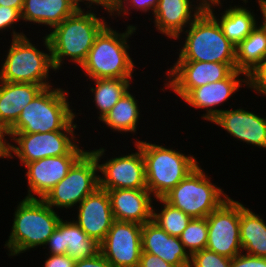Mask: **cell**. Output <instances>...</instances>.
Wrapping results in <instances>:
<instances>
[{"instance_id": "1", "label": "cell", "mask_w": 266, "mask_h": 267, "mask_svg": "<svg viewBox=\"0 0 266 267\" xmlns=\"http://www.w3.org/2000/svg\"><path fill=\"white\" fill-rule=\"evenodd\" d=\"M85 6L90 10L85 11V8L80 7L73 15L64 19L51 31L48 30L50 33L46 34L56 72L61 70L64 60L68 58L69 62L81 67L97 35L108 24L104 16L98 17L91 9L96 10L94 5Z\"/></svg>"}, {"instance_id": "2", "label": "cell", "mask_w": 266, "mask_h": 267, "mask_svg": "<svg viewBox=\"0 0 266 267\" xmlns=\"http://www.w3.org/2000/svg\"><path fill=\"white\" fill-rule=\"evenodd\" d=\"M136 30L137 26L130 24L120 33L107 24L97 35L87 59L80 67L86 79H133L136 65L129 54L128 38Z\"/></svg>"}, {"instance_id": "3", "label": "cell", "mask_w": 266, "mask_h": 267, "mask_svg": "<svg viewBox=\"0 0 266 267\" xmlns=\"http://www.w3.org/2000/svg\"><path fill=\"white\" fill-rule=\"evenodd\" d=\"M13 216L10 236L4 244L9 257L38 246L47 248V240L62 219L43 199L25 197L17 204Z\"/></svg>"}, {"instance_id": "4", "label": "cell", "mask_w": 266, "mask_h": 267, "mask_svg": "<svg viewBox=\"0 0 266 267\" xmlns=\"http://www.w3.org/2000/svg\"><path fill=\"white\" fill-rule=\"evenodd\" d=\"M135 139L134 145L143 153L147 189L155 199L162 198L199 165L191 154Z\"/></svg>"}, {"instance_id": "5", "label": "cell", "mask_w": 266, "mask_h": 267, "mask_svg": "<svg viewBox=\"0 0 266 267\" xmlns=\"http://www.w3.org/2000/svg\"><path fill=\"white\" fill-rule=\"evenodd\" d=\"M181 34L185 41L176 61L236 63L235 46L206 9Z\"/></svg>"}, {"instance_id": "6", "label": "cell", "mask_w": 266, "mask_h": 267, "mask_svg": "<svg viewBox=\"0 0 266 267\" xmlns=\"http://www.w3.org/2000/svg\"><path fill=\"white\" fill-rule=\"evenodd\" d=\"M43 45L46 48L41 51L40 48L31 42L25 35L18 38H11L9 50L6 58L2 62L0 70V81L11 83H32L52 86L49 81L50 71H56L51 56V48L48 37H42ZM46 51L48 53H46Z\"/></svg>"}, {"instance_id": "7", "label": "cell", "mask_w": 266, "mask_h": 267, "mask_svg": "<svg viewBox=\"0 0 266 267\" xmlns=\"http://www.w3.org/2000/svg\"><path fill=\"white\" fill-rule=\"evenodd\" d=\"M45 87L20 113L8 133L61 131L77 114L61 87ZM71 107V108H70Z\"/></svg>"}, {"instance_id": "8", "label": "cell", "mask_w": 266, "mask_h": 267, "mask_svg": "<svg viewBox=\"0 0 266 267\" xmlns=\"http://www.w3.org/2000/svg\"><path fill=\"white\" fill-rule=\"evenodd\" d=\"M199 164L162 198L191 218H205L229 198Z\"/></svg>"}, {"instance_id": "9", "label": "cell", "mask_w": 266, "mask_h": 267, "mask_svg": "<svg viewBox=\"0 0 266 267\" xmlns=\"http://www.w3.org/2000/svg\"><path fill=\"white\" fill-rule=\"evenodd\" d=\"M75 116L61 131L48 133H8L9 159L18 158L23 166L26 163L46 157L63 156L69 154L77 145L75 129L78 126ZM16 144V145H15ZM15 155V157H14Z\"/></svg>"}, {"instance_id": "10", "label": "cell", "mask_w": 266, "mask_h": 267, "mask_svg": "<svg viewBox=\"0 0 266 267\" xmlns=\"http://www.w3.org/2000/svg\"><path fill=\"white\" fill-rule=\"evenodd\" d=\"M98 174L96 158L87 150L43 200L53 209H71L78 206L99 187Z\"/></svg>"}, {"instance_id": "11", "label": "cell", "mask_w": 266, "mask_h": 267, "mask_svg": "<svg viewBox=\"0 0 266 267\" xmlns=\"http://www.w3.org/2000/svg\"><path fill=\"white\" fill-rule=\"evenodd\" d=\"M137 152L112 157L108 160L104 148L89 150L96 158L98 164L99 187L104 190L113 189H147L145 164L141 149L135 145ZM104 156V157H103ZM103 174V175H102Z\"/></svg>"}, {"instance_id": "12", "label": "cell", "mask_w": 266, "mask_h": 267, "mask_svg": "<svg viewBox=\"0 0 266 267\" xmlns=\"http://www.w3.org/2000/svg\"><path fill=\"white\" fill-rule=\"evenodd\" d=\"M206 249L233 258L242 252L240 242V202L229 197L207 216Z\"/></svg>"}, {"instance_id": "13", "label": "cell", "mask_w": 266, "mask_h": 267, "mask_svg": "<svg viewBox=\"0 0 266 267\" xmlns=\"http://www.w3.org/2000/svg\"><path fill=\"white\" fill-rule=\"evenodd\" d=\"M236 63H218L201 61H176L165 74L164 87L175 92L181 100L194 88L227 78Z\"/></svg>"}, {"instance_id": "14", "label": "cell", "mask_w": 266, "mask_h": 267, "mask_svg": "<svg viewBox=\"0 0 266 267\" xmlns=\"http://www.w3.org/2000/svg\"><path fill=\"white\" fill-rule=\"evenodd\" d=\"M141 233V224L115 220L99 244V252L114 267H138L142 253Z\"/></svg>"}, {"instance_id": "15", "label": "cell", "mask_w": 266, "mask_h": 267, "mask_svg": "<svg viewBox=\"0 0 266 267\" xmlns=\"http://www.w3.org/2000/svg\"><path fill=\"white\" fill-rule=\"evenodd\" d=\"M86 151L78 144L67 155L46 157L26 163L24 167L27 168L25 177H27L28 194L25 198L43 199L68 174L69 169Z\"/></svg>"}, {"instance_id": "16", "label": "cell", "mask_w": 266, "mask_h": 267, "mask_svg": "<svg viewBox=\"0 0 266 267\" xmlns=\"http://www.w3.org/2000/svg\"><path fill=\"white\" fill-rule=\"evenodd\" d=\"M243 78H241L242 76ZM244 83V84H243ZM247 75L239 70H234L227 78L213 83L205 84L192 89L182 100L197 109H205L201 118L206 121L212 120L222 111L217 107L223 105L231 98L239 88L247 84Z\"/></svg>"}, {"instance_id": "17", "label": "cell", "mask_w": 266, "mask_h": 267, "mask_svg": "<svg viewBox=\"0 0 266 267\" xmlns=\"http://www.w3.org/2000/svg\"><path fill=\"white\" fill-rule=\"evenodd\" d=\"M77 208L76 223L88 235L100 244L115 221L107 190L98 187L86 196Z\"/></svg>"}, {"instance_id": "18", "label": "cell", "mask_w": 266, "mask_h": 267, "mask_svg": "<svg viewBox=\"0 0 266 267\" xmlns=\"http://www.w3.org/2000/svg\"><path fill=\"white\" fill-rule=\"evenodd\" d=\"M74 219V220H73ZM61 219L45 246L49 255H69L74 261L91 258L99 252V244L78 226L75 218Z\"/></svg>"}, {"instance_id": "19", "label": "cell", "mask_w": 266, "mask_h": 267, "mask_svg": "<svg viewBox=\"0 0 266 267\" xmlns=\"http://www.w3.org/2000/svg\"><path fill=\"white\" fill-rule=\"evenodd\" d=\"M212 123L226 130L236 140L266 149V117L243 108L222 110Z\"/></svg>"}, {"instance_id": "20", "label": "cell", "mask_w": 266, "mask_h": 267, "mask_svg": "<svg viewBox=\"0 0 266 267\" xmlns=\"http://www.w3.org/2000/svg\"><path fill=\"white\" fill-rule=\"evenodd\" d=\"M204 9L205 5L199 0H159L153 22L159 33L180 40L181 33Z\"/></svg>"}, {"instance_id": "21", "label": "cell", "mask_w": 266, "mask_h": 267, "mask_svg": "<svg viewBox=\"0 0 266 267\" xmlns=\"http://www.w3.org/2000/svg\"><path fill=\"white\" fill-rule=\"evenodd\" d=\"M142 253L158 256L175 267H189L191 255L179 237L171 236L152 220L142 225Z\"/></svg>"}, {"instance_id": "22", "label": "cell", "mask_w": 266, "mask_h": 267, "mask_svg": "<svg viewBox=\"0 0 266 267\" xmlns=\"http://www.w3.org/2000/svg\"><path fill=\"white\" fill-rule=\"evenodd\" d=\"M107 193L116 221L143 225L152 220L155 198L148 189H113Z\"/></svg>"}, {"instance_id": "23", "label": "cell", "mask_w": 266, "mask_h": 267, "mask_svg": "<svg viewBox=\"0 0 266 267\" xmlns=\"http://www.w3.org/2000/svg\"><path fill=\"white\" fill-rule=\"evenodd\" d=\"M80 4L81 0H24L21 20L52 30L73 15L81 7Z\"/></svg>"}, {"instance_id": "24", "label": "cell", "mask_w": 266, "mask_h": 267, "mask_svg": "<svg viewBox=\"0 0 266 267\" xmlns=\"http://www.w3.org/2000/svg\"><path fill=\"white\" fill-rule=\"evenodd\" d=\"M222 1L217 3L208 4L205 6V9L217 20L224 36L235 46L237 47L258 25L256 20V15L249 10V7L246 8L241 5H230L226 10L220 12L219 18L214 12L216 7H223ZM214 6V7H213Z\"/></svg>"}, {"instance_id": "25", "label": "cell", "mask_w": 266, "mask_h": 267, "mask_svg": "<svg viewBox=\"0 0 266 267\" xmlns=\"http://www.w3.org/2000/svg\"><path fill=\"white\" fill-rule=\"evenodd\" d=\"M32 83L0 81V124L7 130L17 121L22 110L44 89Z\"/></svg>"}, {"instance_id": "26", "label": "cell", "mask_w": 266, "mask_h": 267, "mask_svg": "<svg viewBox=\"0 0 266 267\" xmlns=\"http://www.w3.org/2000/svg\"><path fill=\"white\" fill-rule=\"evenodd\" d=\"M240 203V242L245 254L266 258V221Z\"/></svg>"}, {"instance_id": "27", "label": "cell", "mask_w": 266, "mask_h": 267, "mask_svg": "<svg viewBox=\"0 0 266 267\" xmlns=\"http://www.w3.org/2000/svg\"><path fill=\"white\" fill-rule=\"evenodd\" d=\"M138 105V100L129 89L101 122L114 132L118 131L121 134L131 132V134H135L137 133L138 122L141 120L139 119L141 109H139L140 106Z\"/></svg>"}, {"instance_id": "28", "label": "cell", "mask_w": 266, "mask_h": 267, "mask_svg": "<svg viewBox=\"0 0 266 267\" xmlns=\"http://www.w3.org/2000/svg\"><path fill=\"white\" fill-rule=\"evenodd\" d=\"M131 80L120 78L91 79L95 84L89 90L92 92L93 103L99 110L98 119L101 121L109 111L117 104L119 99L123 97L131 88Z\"/></svg>"}, {"instance_id": "29", "label": "cell", "mask_w": 266, "mask_h": 267, "mask_svg": "<svg viewBox=\"0 0 266 267\" xmlns=\"http://www.w3.org/2000/svg\"><path fill=\"white\" fill-rule=\"evenodd\" d=\"M235 50L236 70L248 75L266 57V31L258 24Z\"/></svg>"}, {"instance_id": "30", "label": "cell", "mask_w": 266, "mask_h": 267, "mask_svg": "<svg viewBox=\"0 0 266 267\" xmlns=\"http://www.w3.org/2000/svg\"><path fill=\"white\" fill-rule=\"evenodd\" d=\"M154 201L161 203V209H158V212L153 206L152 221L169 235L179 237L192 218L182 210L167 203L163 198H156Z\"/></svg>"}, {"instance_id": "31", "label": "cell", "mask_w": 266, "mask_h": 267, "mask_svg": "<svg viewBox=\"0 0 266 267\" xmlns=\"http://www.w3.org/2000/svg\"><path fill=\"white\" fill-rule=\"evenodd\" d=\"M179 239L190 255L205 249L208 242L207 217L192 218Z\"/></svg>"}, {"instance_id": "32", "label": "cell", "mask_w": 266, "mask_h": 267, "mask_svg": "<svg viewBox=\"0 0 266 267\" xmlns=\"http://www.w3.org/2000/svg\"><path fill=\"white\" fill-rule=\"evenodd\" d=\"M159 0H114L113 3L108 7L109 16L112 18L115 16L124 17L125 15H129L131 9L136 11L144 12L145 14L150 12V10L154 14ZM130 11V13L128 12ZM125 14V15H124ZM117 15V16H116Z\"/></svg>"}, {"instance_id": "33", "label": "cell", "mask_w": 266, "mask_h": 267, "mask_svg": "<svg viewBox=\"0 0 266 267\" xmlns=\"http://www.w3.org/2000/svg\"><path fill=\"white\" fill-rule=\"evenodd\" d=\"M189 267H231V258L205 248L191 255Z\"/></svg>"}, {"instance_id": "34", "label": "cell", "mask_w": 266, "mask_h": 267, "mask_svg": "<svg viewBox=\"0 0 266 267\" xmlns=\"http://www.w3.org/2000/svg\"><path fill=\"white\" fill-rule=\"evenodd\" d=\"M21 21V13L16 9L8 6L0 5V31L3 33V30L12 29L11 37L18 38L25 36L24 32H16L13 28L14 25H17ZM16 23V24H15Z\"/></svg>"}, {"instance_id": "35", "label": "cell", "mask_w": 266, "mask_h": 267, "mask_svg": "<svg viewBox=\"0 0 266 267\" xmlns=\"http://www.w3.org/2000/svg\"><path fill=\"white\" fill-rule=\"evenodd\" d=\"M247 88L266 96V57L247 75Z\"/></svg>"}, {"instance_id": "36", "label": "cell", "mask_w": 266, "mask_h": 267, "mask_svg": "<svg viewBox=\"0 0 266 267\" xmlns=\"http://www.w3.org/2000/svg\"><path fill=\"white\" fill-rule=\"evenodd\" d=\"M231 267H266V258L241 252L231 259Z\"/></svg>"}, {"instance_id": "37", "label": "cell", "mask_w": 266, "mask_h": 267, "mask_svg": "<svg viewBox=\"0 0 266 267\" xmlns=\"http://www.w3.org/2000/svg\"><path fill=\"white\" fill-rule=\"evenodd\" d=\"M44 261L43 267H74L75 262L69 255H49Z\"/></svg>"}, {"instance_id": "38", "label": "cell", "mask_w": 266, "mask_h": 267, "mask_svg": "<svg viewBox=\"0 0 266 267\" xmlns=\"http://www.w3.org/2000/svg\"><path fill=\"white\" fill-rule=\"evenodd\" d=\"M74 267H114L100 252L91 258L76 261Z\"/></svg>"}, {"instance_id": "39", "label": "cell", "mask_w": 266, "mask_h": 267, "mask_svg": "<svg viewBox=\"0 0 266 267\" xmlns=\"http://www.w3.org/2000/svg\"><path fill=\"white\" fill-rule=\"evenodd\" d=\"M138 267H175L174 265L164 261L156 255L150 253H141Z\"/></svg>"}, {"instance_id": "40", "label": "cell", "mask_w": 266, "mask_h": 267, "mask_svg": "<svg viewBox=\"0 0 266 267\" xmlns=\"http://www.w3.org/2000/svg\"><path fill=\"white\" fill-rule=\"evenodd\" d=\"M5 137L9 138L8 130L2 124H0V158H2V159H4V158L8 159L9 158L10 142Z\"/></svg>"}, {"instance_id": "41", "label": "cell", "mask_w": 266, "mask_h": 267, "mask_svg": "<svg viewBox=\"0 0 266 267\" xmlns=\"http://www.w3.org/2000/svg\"><path fill=\"white\" fill-rule=\"evenodd\" d=\"M114 0H81L85 5H95L96 7L102 6L105 11L109 14L108 7L113 3Z\"/></svg>"}, {"instance_id": "42", "label": "cell", "mask_w": 266, "mask_h": 267, "mask_svg": "<svg viewBox=\"0 0 266 267\" xmlns=\"http://www.w3.org/2000/svg\"><path fill=\"white\" fill-rule=\"evenodd\" d=\"M24 0H0L1 6L16 8L20 13L22 11Z\"/></svg>"}, {"instance_id": "43", "label": "cell", "mask_w": 266, "mask_h": 267, "mask_svg": "<svg viewBox=\"0 0 266 267\" xmlns=\"http://www.w3.org/2000/svg\"><path fill=\"white\" fill-rule=\"evenodd\" d=\"M199 1H201V3L203 4V5H208V4H212V3H217V2H219V0H199Z\"/></svg>"}, {"instance_id": "44", "label": "cell", "mask_w": 266, "mask_h": 267, "mask_svg": "<svg viewBox=\"0 0 266 267\" xmlns=\"http://www.w3.org/2000/svg\"><path fill=\"white\" fill-rule=\"evenodd\" d=\"M220 1H222V0H219V2H220ZM242 1H243V2H242L243 4H244V3L247 4V3L249 2L248 0H242Z\"/></svg>"}]
</instances>
